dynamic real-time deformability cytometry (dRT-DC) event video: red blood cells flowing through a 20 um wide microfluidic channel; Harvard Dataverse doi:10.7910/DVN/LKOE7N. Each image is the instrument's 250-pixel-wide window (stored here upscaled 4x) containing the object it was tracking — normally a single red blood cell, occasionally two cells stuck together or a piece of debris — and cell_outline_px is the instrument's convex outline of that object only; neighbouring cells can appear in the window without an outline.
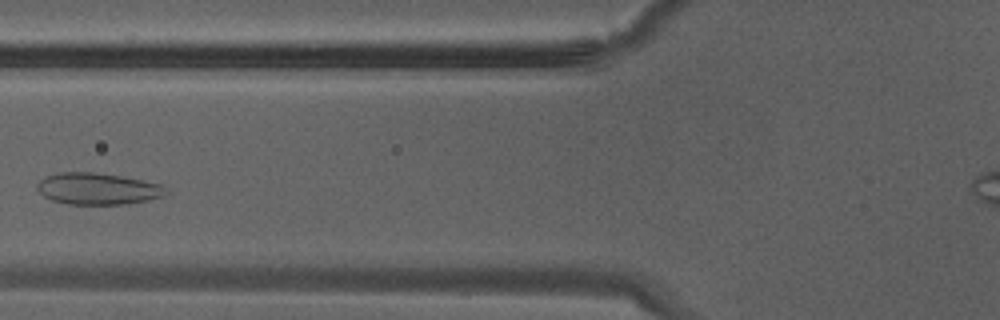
{"species": "Egyptian fruit bat (a non-hibernating species)", "species_latin": "Rousettus aegyptiacus", "temperature_condition": "warm", "stored_images_in_passage": 32, "camera_frame_rate_fps": 3000, "um_per_image_px": 0.085, "animal": {"sex": "male"}, "frame": {"image": 1, "passage_image": 10, "time_ms": 3.0, "image_size_px": [1000, 320], "cell_outline_px": [[168, 192], [164, 196], [148, 200], [124, 204], [68, 204], [52, 200], [44, 196], [36, 188], [36, 184], [40, 180], [48, 176], [60, 172], [92, 172], [120, 176], [164, 184]], "centroid_in_image_um": [8.33, 16.04], "position_along_channel_um": 117.5, "area_um2": 23.7}}